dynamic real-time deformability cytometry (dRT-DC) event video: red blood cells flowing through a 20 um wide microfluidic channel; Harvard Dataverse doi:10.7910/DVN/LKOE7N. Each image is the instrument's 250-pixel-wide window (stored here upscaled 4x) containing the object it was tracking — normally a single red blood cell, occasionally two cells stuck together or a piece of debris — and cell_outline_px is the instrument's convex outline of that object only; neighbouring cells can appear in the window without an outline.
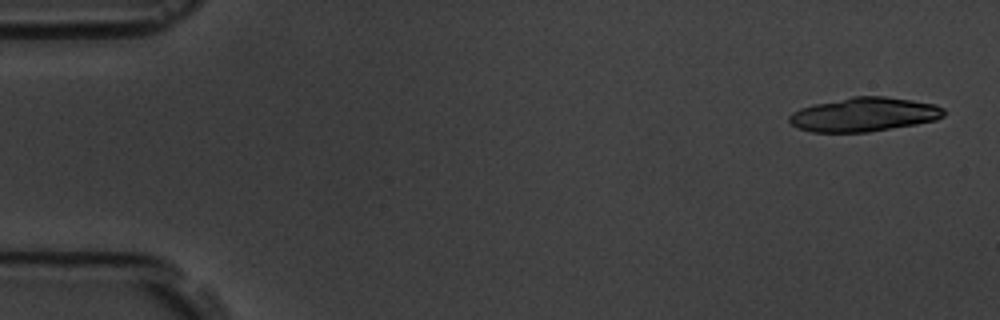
{"species": "common noctule bat (a hibernating species)", "species_latin": "Nyctalus noctula", "temperature_condition": "room temperature", "stored_images_in_passage": 5, "camera_frame_rate_fps": 3000, "um_per_image_px": 0.085, "animal": {"sex": "male", "body_mass_g": 19.5, "forearm_length_mm": 54.6}, "frame": {"image": 1, "passage_image": 1, "time_ms": 0.0, "image_size_px": [1000, 320], "cell_outline_px": [[944, 116], [936, 120], [916, 124], [868, 132], [812, 132], [796, 128], [788, 120], [788, 116], [792, 112], [800, 108], [816, 104], [852, 96], [884, 96], [912, 100], [936, 104], [944, 108]], "centroid_in_image_um": [73.44, 9.73], "position_along_channel_um": 11.6, "area_um2": 30.69}}